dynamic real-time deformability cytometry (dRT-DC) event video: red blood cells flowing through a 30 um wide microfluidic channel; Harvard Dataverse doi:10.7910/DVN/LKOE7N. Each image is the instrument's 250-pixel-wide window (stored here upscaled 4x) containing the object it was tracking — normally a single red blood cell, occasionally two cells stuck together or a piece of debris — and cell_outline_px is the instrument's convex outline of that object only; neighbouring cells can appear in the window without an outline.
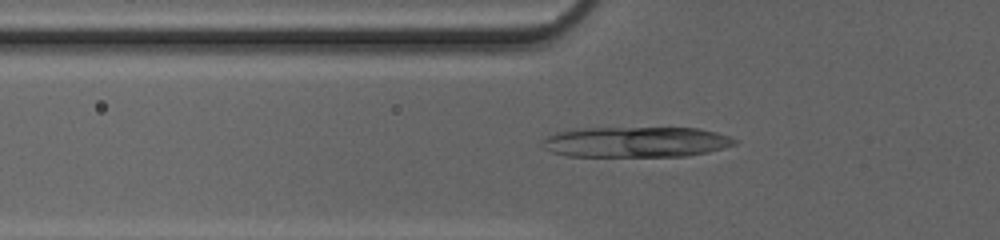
{"species": "common noctule bat (a hibernating species)", "species_latin": "Nyctalus noctula", "temperature_condition": "cold", "stored_images_in_passage": 43, "camera_frame_rate_fps": 3000, "um_per_image_px": 0.085, "animal": {"sex": "female", "body_mass_g": 20.0, "forearm_length_mm": 54.0}, "frame": {"image": 1, "passage_image": 12, "time_ms": 3.667, "image_size_px": [1000, 240], "cell_outline_px": [[736, 144], [708, 152], [688, 156], [568, 156], [552, 152], [544, 148], [540, 144], [548, 136], [556, 132], [584, 128], [696, 128], [716, 132], [728, 136], [736, 140]], "centroid_in_image_um": [54.04, 12.07], "position_along_channel_um": 71.8, "area_um2": 34.04}}